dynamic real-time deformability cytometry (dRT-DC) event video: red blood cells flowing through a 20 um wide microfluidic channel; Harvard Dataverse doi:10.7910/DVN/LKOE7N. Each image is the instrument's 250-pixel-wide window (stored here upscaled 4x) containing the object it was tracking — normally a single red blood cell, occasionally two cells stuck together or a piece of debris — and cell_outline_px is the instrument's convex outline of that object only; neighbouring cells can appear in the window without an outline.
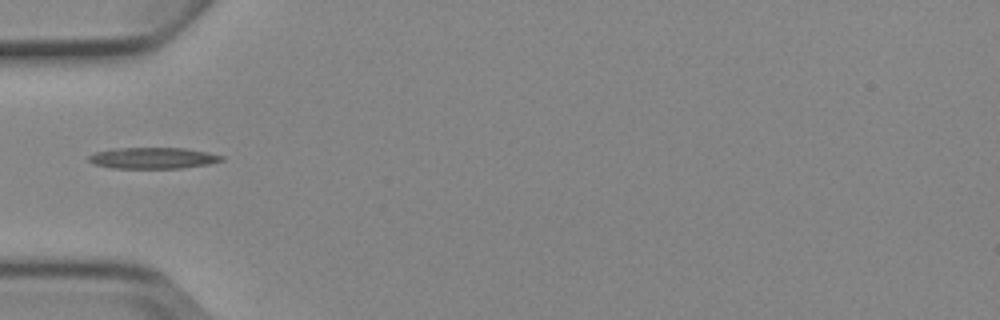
{"species": "Egyptian fruit bat (a non-hibernating species)", "species_latin": "Rousettus aegyptiacus", "temperature_condition": "cold", "stored_images_in_passage": 1, "camera_frame_rate_fps": 3000, "um_per_image_px": 0.085, "animal": {"sex": "female"}, "frame": {"image": 1, "passage_image": 1, "time_ms": 0.0, "image_size_px": [1000, 320], "cell_outline_px": [[224, 160], [208, 164], [180, 168], [112, 168], [92, 164], [88, 160], [88, 156], [96, 152], [112, 148], [184, 148], [208, 152], [224, 156]], "centroid_in_image_um": [12.98, 13.43], "position_along_channel_um": 72.0, "area_um2": 16.47}}